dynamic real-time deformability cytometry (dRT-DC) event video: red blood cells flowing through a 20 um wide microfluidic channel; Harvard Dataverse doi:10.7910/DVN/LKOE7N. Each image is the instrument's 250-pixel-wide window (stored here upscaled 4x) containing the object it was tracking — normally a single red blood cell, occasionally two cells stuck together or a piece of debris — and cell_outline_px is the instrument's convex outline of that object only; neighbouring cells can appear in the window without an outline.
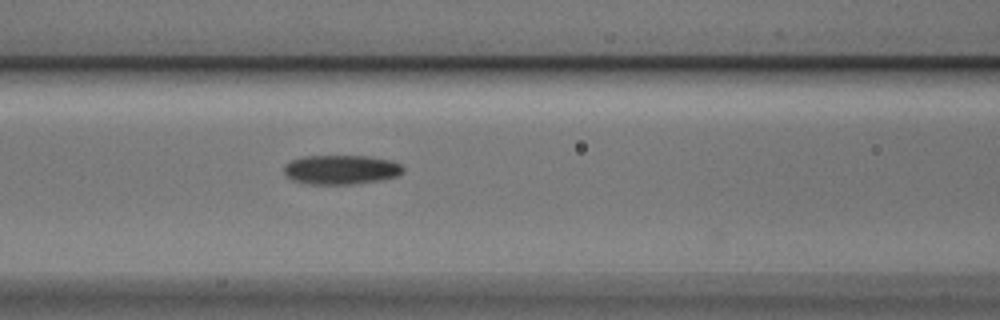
{"species": "Egyptian fruit bat (a non-hibernating species)", "species_latin": "Rousettus aegyptiacus", "temperature_condition": "cold", "stored_images_in_passage": 8, "camera_frame_rate_fps": 3000, "um_per_image_px": 0.085, "animal": {"sex": "male"}, "frame": {"image": 1, "passage_image": 8, "time_ms": 2.333, "image_size_px": [1000, 320], "cell_outline_px": [[404, 172], [396, 176], [384, 180], [356, 184], [308, 184], [292, 180], [284, 172], [284, 164], [292, 160], [304, 156], [364, 156], [392, 160], [400, 164], [404, 168]], "centroid_in_image_um": [29.01, 14.43], "position_along_channel_um": 137.6, "area_um2": 20.52}}